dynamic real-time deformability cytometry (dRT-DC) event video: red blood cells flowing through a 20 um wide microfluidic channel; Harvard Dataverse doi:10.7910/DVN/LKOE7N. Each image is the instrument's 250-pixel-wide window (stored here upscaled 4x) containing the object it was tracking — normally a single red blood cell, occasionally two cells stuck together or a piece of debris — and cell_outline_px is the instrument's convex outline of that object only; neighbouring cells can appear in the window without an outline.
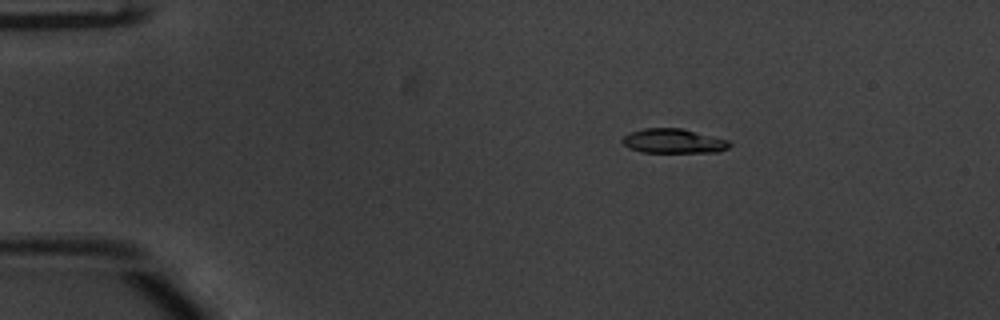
{"species": "common noctule bat (a hibernating species)", "species_latin": "Nyctalus noctula", "temperature_condition": "warm", "stored_images_in_passage": 53, "camera_frame_rate_fps": 3000, "um_per_image_px": 0.085, "animal": {"sex": "male", "body_mass_g": 20.1, "forearm_length_mm": 53.5}, "frame": {"image": 1, "passage_image": 9, "time_ms": 2.667, "image_size_px": [1000, 320], "cell_outline_px": [[732, 144], [728, 148], [720, 152], [640, 152], [628, 148], [620, 140], [624, 136], [632, 132], [644, 128], [680, 128], [732, 140]], "centroid_in_image_um": [57.29, 11.99], "position_along_channel_um": 27.7, "area_um2": 15.43}}
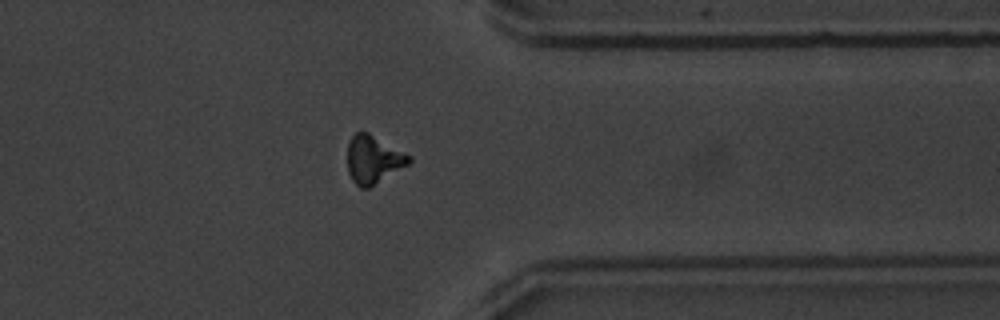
{"frame": {"image": 2, "passage_image": 42, "time_ms": 13.667, "image_size_px": [1000, 320], "cell_outline_px": [[412, 160], [408, 164], [368, 188], [360, 188], [352, 180], [348, 172], [348, 140], [356, 132], [368, 132], [412, 156]], "centroid_in_image_um": [31.72, 13.54], "position_along_channel_um": 379.7, "area_um2": 17.05}}
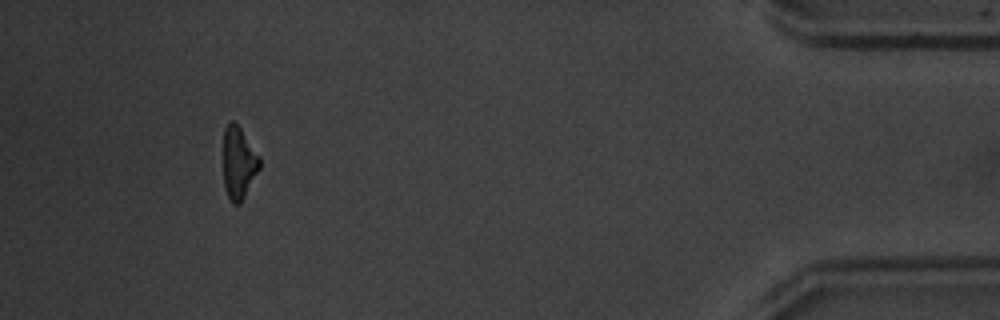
{"frame": {"image": 3, "passage_image": 49, "time_ms": 16.0, "image_size_px": [1000, 320], "cell_outline_px": [[260, 168], [240, 204], [232, 204], [224, 188], [224, 128], [232, 120], [240, 128], [260, 156]], "centroid_in_image_um": [20.29, 13.87], "position_along_channel_um": 414.9, "area_um2": 15.14}, "authors_computed_cell_mechanics": {"area_um2": 16.2996, "velocity_mm_per_s": 3.8611, "shape_relaxation_time_tau1_ms": 2.5104, "shape_relaxation_time_tau2_ms": 3.4465, "deformation_change_tau1": 0.1576, "deformation_change_tau2": 0.0964}}